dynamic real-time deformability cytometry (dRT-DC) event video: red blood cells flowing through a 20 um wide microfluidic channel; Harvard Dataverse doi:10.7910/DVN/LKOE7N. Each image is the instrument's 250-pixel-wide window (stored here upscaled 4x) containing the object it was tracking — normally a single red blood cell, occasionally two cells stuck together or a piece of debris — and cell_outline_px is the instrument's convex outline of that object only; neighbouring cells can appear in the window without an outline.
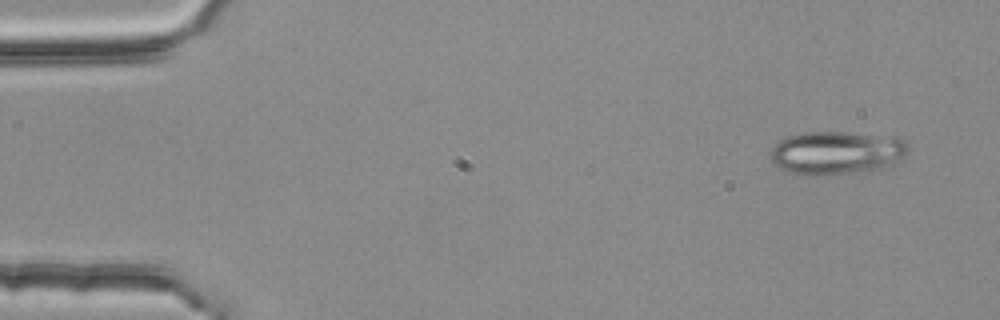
{"species": "common noctule bat (a hibernating species)", "species_latin": "Nyctalus noctula", "temperature_condition": "room temperature", "stored_images_in_passage": 3, "camera_frame_rate_fps": 3000, "um_per_image_px": 0.085, "animal": {"sex": "female", "body_mass_g": 25.1}, "frame": {"image": 1, "passage_image": 1, "time_ms": 0.0, "image_size_px": [1000, 320], "cell_outline_px": [[908, 152], [904, 156], [872, 172], [824, 176], [808, 176], [788, 172], [776, 168], [772, 160], [772, 148], [784, 136], [804, 132], [844, 132], [904, 140], [908, 144]], "centroid_in_image_um": [71.02, 13.03], "position_along_channel_um": 14.0, "area_um2": 34.8}}